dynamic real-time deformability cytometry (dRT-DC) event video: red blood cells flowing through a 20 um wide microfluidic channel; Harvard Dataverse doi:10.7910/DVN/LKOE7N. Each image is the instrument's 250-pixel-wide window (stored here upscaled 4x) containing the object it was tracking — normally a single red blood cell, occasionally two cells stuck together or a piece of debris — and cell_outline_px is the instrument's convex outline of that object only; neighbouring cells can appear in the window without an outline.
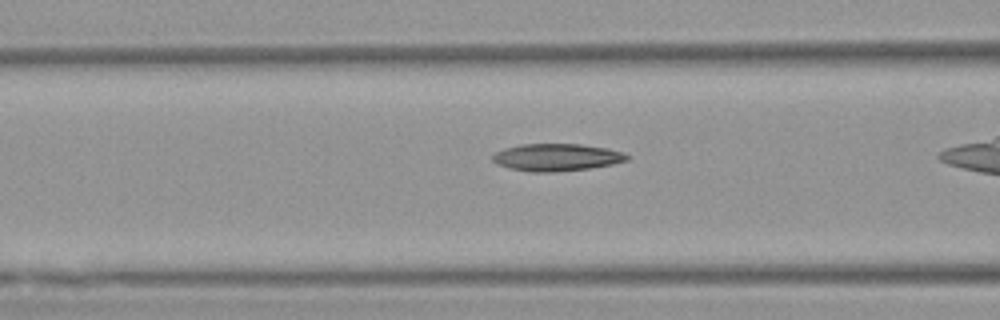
{"species": "Egyptian fruit bat (a non-hibernating species)", "species_latin": "Rousettus aegyptiacus", "temperature_condition": "warm", "stored_images_in_passage": 38, "camera_frame_rate_fps": 3000, "um_per_image_px": 0.085, "animal": {"sex": "female"}, "frame": {"image": 1, "passage_image": 18, "time_ms": 5.667, "image_size_px": [1000, 320], "cell_outline_px": [[632, 156], [628, 160], [612, 164], [592, 168], [556, 172], [528, 172], [508, 168], [496, 164], [492, 160], [492, 156], [496, 152], [504, 148], [520, 144], [580, 144], [608, 148]], "centroid_in_image_um": [47.3, 13.38], "position_along_channel_um": 119.3, "area_um2": 21.62}}
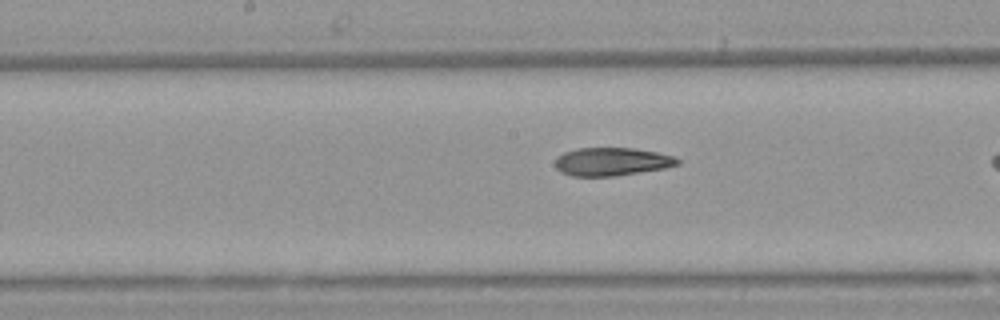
{"frame": {"image": 2, "passage_image": 24, "time_ms": 7.667, "image_size_px": [1000, 320], "cell_outline_px": [[680, 164], [664, 168], [616, 176], [572, 176], [560, 172], [556, 168], [556, 156], [564, 152], [576, 148], [636, 148], [656, 152], [672, 156], [680, 160]], "centroid_in_image_um": [51.98, 13.74], "position_along_channel_um": 196.2, "area_um2": 20.11}}
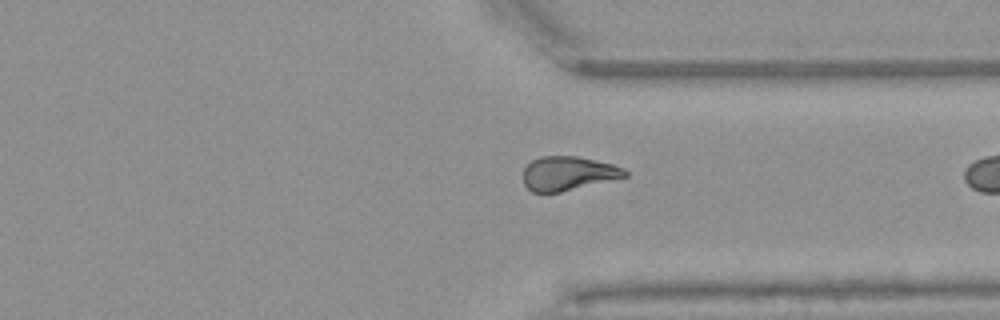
{"frame": {"image": 3, "passage_image": 37, "time_ms": 12.0, "image_size_px": [1000, 320], "cell_outline_px": [[628, 176], [560, 192], [532, 192], [524, 184], [524, 168], [532, 160], [540, 156], [576, 156], [612, 164], [624, 168], [628, 172]], "centroid_in_image_um": [48.29, 14.73], "position_along_channel_um": 363.1, "area_um2": 20.0}}